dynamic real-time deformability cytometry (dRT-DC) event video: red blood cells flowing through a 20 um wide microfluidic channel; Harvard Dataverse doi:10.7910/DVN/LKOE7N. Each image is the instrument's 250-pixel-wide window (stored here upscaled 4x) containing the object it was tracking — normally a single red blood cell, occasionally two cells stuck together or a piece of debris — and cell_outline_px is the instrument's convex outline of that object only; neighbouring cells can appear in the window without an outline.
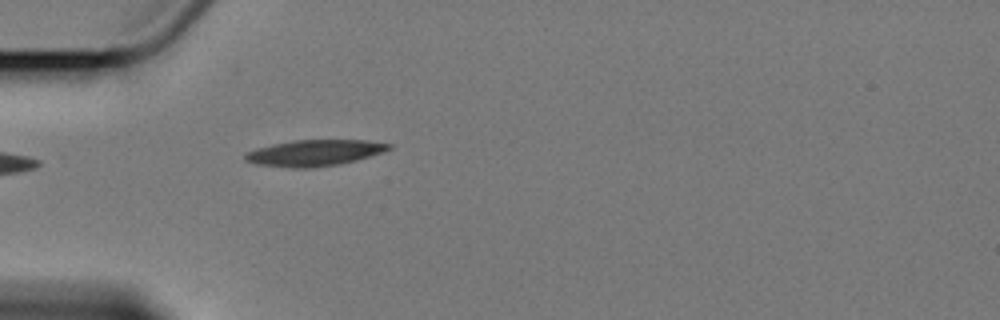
{"species": "Egyptian fruit bat (a non-hibernating species)", "species_latin": "Rousettus aegyptiacus", "temperature_condition": "cold", "stored_images_in_passage": 1, "camera_frame_rate_fps": 3000, "um_per_image_px": 0.085, "animal": {"sex": "female"}, "frame": {"image": 1, "passage_image": 1, "time_ms": 0.0, "image_size_px": [1000, 320], "cell_outline_px": [[392, 148], [384, 152], [356, 160], [336, 164], [308, 168], [292, 168], [256, 164], [244, 160], [244, 152], [256, 148], [272, 144], [292, 140], [368, 140], [392, 144]], "centroid_in_image_um": [26.7, 12.98], "position_along_channel_um": 58.3, "area_um2": 21.96}}